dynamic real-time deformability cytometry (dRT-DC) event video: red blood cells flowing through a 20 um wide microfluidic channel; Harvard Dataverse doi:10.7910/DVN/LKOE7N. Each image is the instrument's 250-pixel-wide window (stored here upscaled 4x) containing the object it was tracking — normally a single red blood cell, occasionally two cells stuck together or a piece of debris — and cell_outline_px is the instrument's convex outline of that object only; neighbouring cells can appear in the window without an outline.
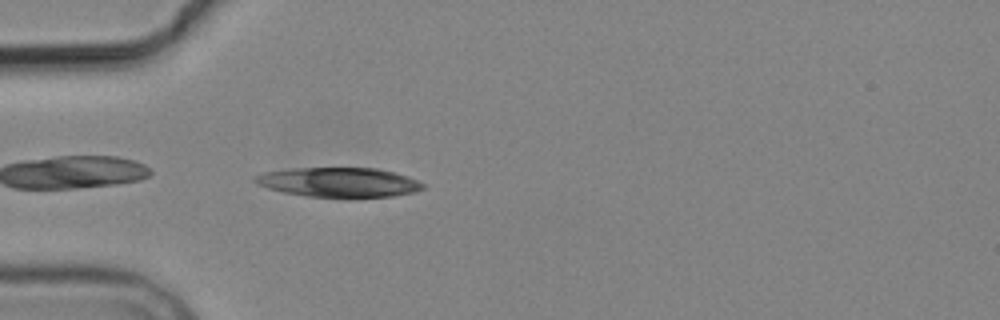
{"species": "common noctule bat (a hibernating species)", "species_latin": "Nyctalus noctula", "temperature_condition": "cold", "stored_images_in_passage": 5, "camera_frame_rate_fps": 3000, "um_per_image_px": 0.085, "animal": {"sex": "male", "body_mass_g": 19.2, "forearm_length_mm": 51.8}, "frame": {"image": 1, "passage_image": 5, "time_ms": 4.667, "image_size_px": [1000, 320], "cell_outline_px": [[424, 188], [416, 192], [392, 196], [308, 196], [284, 192], [268, 188], [256, 184], [252, 180], [252, 176], [264, 172], [292, 168], [376, 168], [408, 176], [424, 184]], "centroid_in_image_um": [28.76, 15.47], "position_along_channel_um": 56.2, "area_um2": 28.55}}